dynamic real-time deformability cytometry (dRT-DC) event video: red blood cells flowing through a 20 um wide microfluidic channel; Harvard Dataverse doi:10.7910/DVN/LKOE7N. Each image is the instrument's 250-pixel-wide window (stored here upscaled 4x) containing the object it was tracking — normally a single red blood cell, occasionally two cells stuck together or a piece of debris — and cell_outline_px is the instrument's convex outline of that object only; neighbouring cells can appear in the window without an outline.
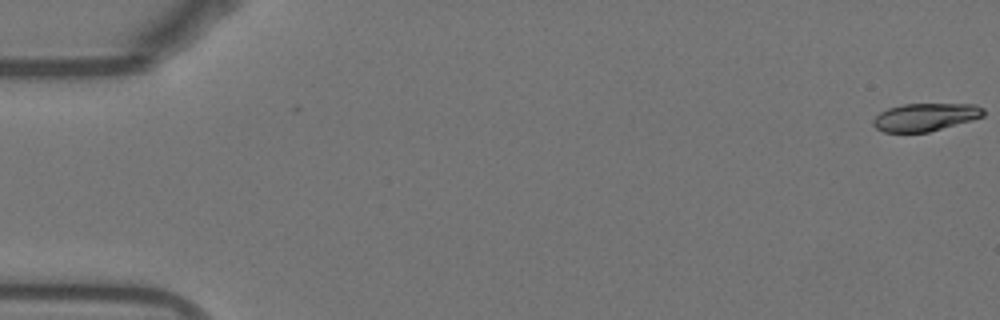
{"species": "Egyptian fruit bat (a non-hibernating species)", "species_latin": "Rousettus aegyptiacus", "temperature_condition": "warm", "stored_images_in_passage": 51, "camera_frame_rate_fps": 3000, "um_per_image_px": 0.085, "animal": {"sex": "female"}, "frame": {"image": 1, "passage_image": 1, "time_ms": 0.0, "image_size_px": [1000, 320], "cell_outline_px": [[984, 116], [972, 120], [928, 132], [884, 132], [876, 128], [872, 124], [872, 120], [880, 112], [888, 108], [904, 104], [976, 104], [984, 108]], "centroid_in_image_um": [78.65, 9.95], "position_along_channel_um": 6.3, "area_um2": 17.86}}
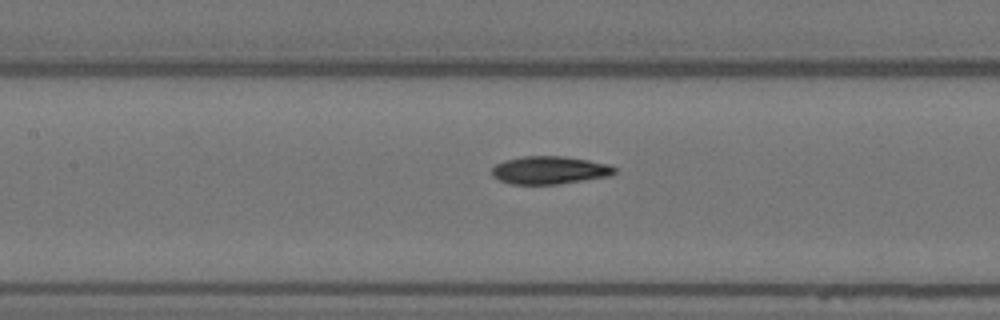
{"frame": {"image": 2, "passage_image": 25, "time_ms": 8.0, "image_size_px": [1000, 320], "cell_outline_px": [[616, 172], [612, 176], [560, 184], [512, 184], [500, 180], [492, 176], [492, 168], [496, 164], [504, 160], [524, 156], [564, 156], [588, 160], [608, 164], [616, 168]], "centroid_in_image_um": [46.74, 14.46], "position_along_channel_um": 160.7, "area_um2": 20.06}}
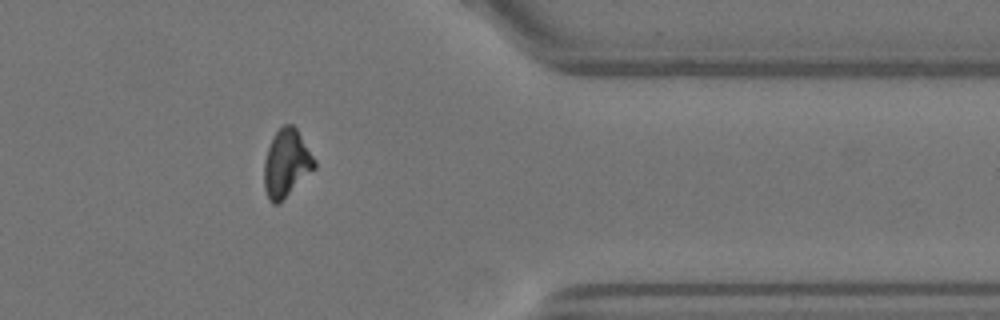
{"frame": {"image": 3, "passage_image": 44, "time_ms": 14.333, "image_size_px": [1000, 320], "cell_outline_px": [[316, 168], [280, 204], [272, 204], [268, 200], [264, 188], [264, 160], [272, 136], [284, 124], [292, 124], [296, 128], [316, 160]], "centroid_in_image_um": [24.34, 13.92], "position_along_channel_um": 387.1, "area_um2": 20.17}, "authors_computed_cell_mechanics": {"area_um2": 19.941, "velocity_mm_per_s": 3.8328, "shape_relaxation_time_tau1_ms": 4.1762, "shape_relaxation_time_tau2_ms": 3.8518, "deformation_change_tau1": 0.162, "deformation_change_tau2": 0.0759}}